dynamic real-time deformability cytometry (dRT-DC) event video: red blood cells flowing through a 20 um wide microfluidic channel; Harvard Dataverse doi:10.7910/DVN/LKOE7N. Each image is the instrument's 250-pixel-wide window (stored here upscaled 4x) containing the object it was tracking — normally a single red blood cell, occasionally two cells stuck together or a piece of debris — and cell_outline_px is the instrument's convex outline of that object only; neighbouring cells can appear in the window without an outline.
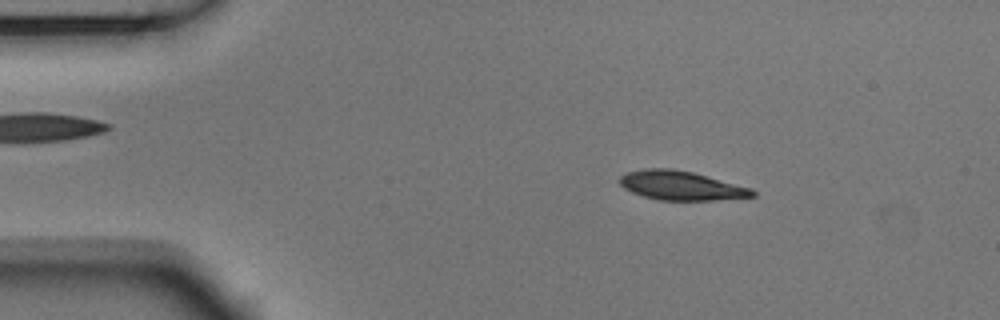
{"species": "Egyptian fruit bat (a non-hibernating species)", "species_latin": "Rousettus aegyptiacus", "temperature_condition": "room temperature", "stored_images_in_passage": 53, "camera_frame_rate_fps": 3000, "um_per_image_px": 0.085, "animal": {"sex": "male"}, "frame": {"image": 1, "passage_image": 8, "time_ms": 2.333, "image_size_px": [1000, 320], "cell_outline_px": [[756, 196], [712, 200], [660, 200], [644, 196], [632, 192], [624, 188], [620, 184], [620, 176], [624, 172], [644, 168], [672, 168], [692, 172], [752, 188], [756, 192]], "centroid_in_image_um": [57.87, 15.76], "position_along_channel_um": 27.1, "area_um2": 22.48}}
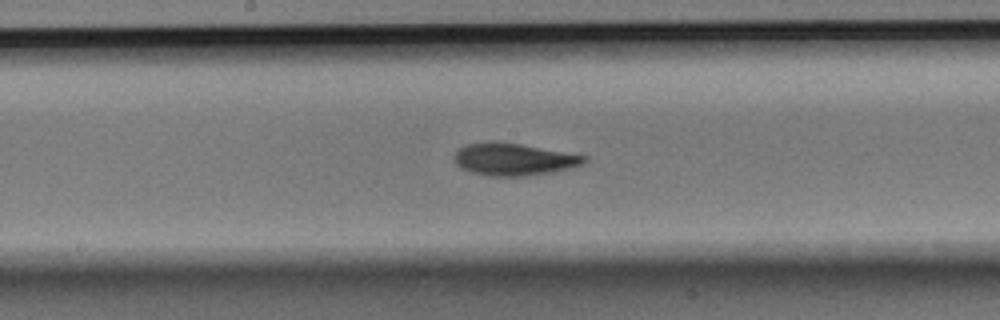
{"frame": {"image": 2, "passage_image": 27, "time_ms": 8.667, "image_size_px": [1000, 320], "cell_outline_px": [[588, 160], [584, 164], [572, 168], [552, 172], [528, 176], [488, 176], [472, 172], [460, 168], [456, 164], [456, 152], [460, 148], [468, 144], [520, 144], [588, 156]], "centroid_in_image_um": [43.76, 13.59], "position_along_channel_um": 204.4, "area_um2": 23.76}}
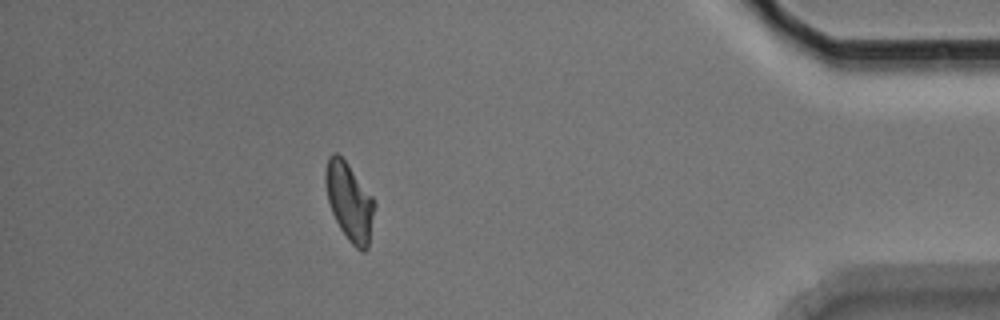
{"frame": {"image": 3, "passage_image": 47, "time_ms": 15.333, "image_size_px": [1000, 320], "cell_outline_px": [[376, 204], [368, 248], [364, 252], [360, 252], [348, 240], [340, 228], [332, 212], [328, 200], [324, 180], [324, 172], [328, 156], [332, 152], [336, 152], [348, 164], [372, 196]], "centroid_in_image_um": [29.7, 17.15], "position_along_channel_um": 405.5, "area_um2": 22.31}, "authors_computed_cell_mechanics": {"area_um2": 23.1778, "velocity_mm_per_s": 3.7297, "shape_relaxation_time_tau1_ms": 4.2023, "shape_relaxation_time_tau2_ms": 6.1536, "deformation_change_tau1": 0.1481, "deformation_change_tau2": 0.0981}}